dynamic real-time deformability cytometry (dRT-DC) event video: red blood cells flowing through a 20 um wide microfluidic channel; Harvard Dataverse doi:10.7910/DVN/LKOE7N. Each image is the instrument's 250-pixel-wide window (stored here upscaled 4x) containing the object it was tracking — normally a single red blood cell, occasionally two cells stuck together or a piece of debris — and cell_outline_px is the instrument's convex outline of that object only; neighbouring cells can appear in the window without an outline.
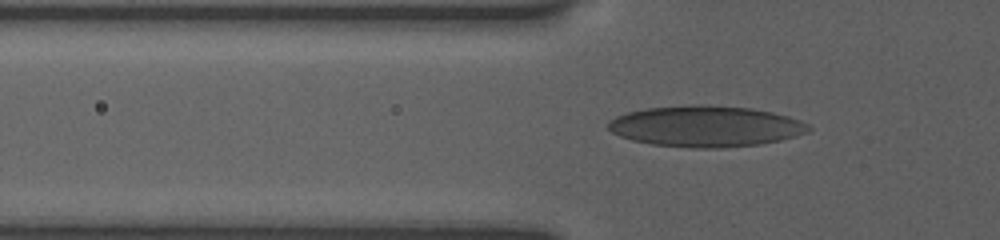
{"species": "human", "species_latin": "Homo sapiens", "temperature_condition": "room temperature", "stored_images_in_passage": 69, "camera_frame_rate_fps": 3000, "um_per_image_px": 0.085, "donor": {"sex": "female"}, "frame": {"image": 1, "passage_image": 19, "time_ms": 5.333, "image_size_px": [1000, 240], "cell_outline_px": [[812, 128], [808, 132], [796, 136], [780, 140], [760, 144], [724, 148], [692, 148], [652, 144], [632, 140], [620, 136], [612, 132], [608, 128], [608, 124], [616, 116], [628, 112], [648, 108], [700, 104], [752, 108], [772, 112], [788, 116], [800, 120], [808, 124]], "centroid_in_image_um": [60.02, 10.74], "position_along_channel_um": 65.8, "area_um2": 47.86}}
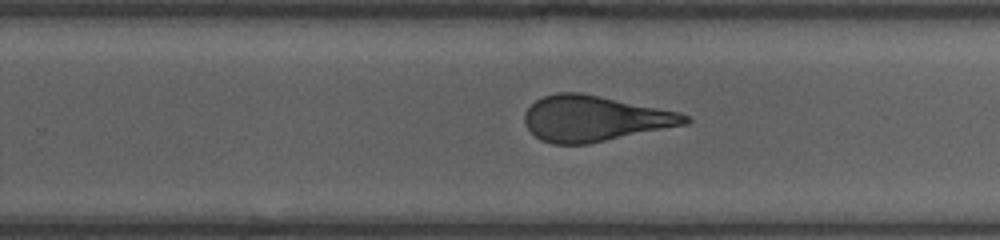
{"frame": {"image": 2, "passage_image": 39, "time_ms": 11.0, "image_size_px": [1000, 240], "cell_outline_px": [[692, 120], [688, 124], [588, 144], [552, 144], [540, 140], [524, 124], [524, 112], [536, 100], [544, 96], [556, 92], [580, 92], [680, 112], [688, 116]], "centroid_in_image_um": [50.53, 10.08], "position_along_channel_um": 279.3, "area_um2": 42.71}}
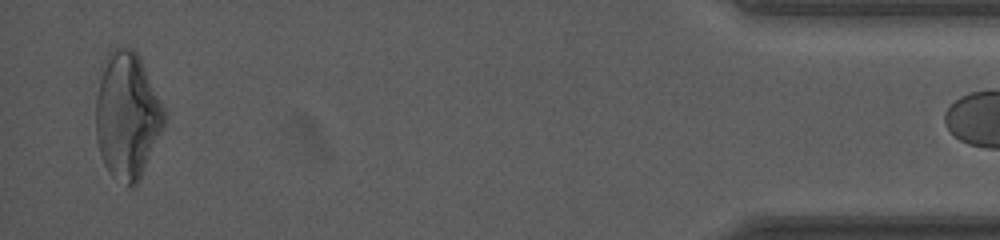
{"frame": {"image": 3, "passage_image": 66, "time_ms": 16.667, "image_size_px": [1000, 240], "cell_outline_px": [[168, 112], [164, 128], [140, 180], [136, 184], [128, 188], [112, 176], [108, 172], [104, 164], [96, 140], [96, 96], [104, 60], [108, 52], [112, 48], [120, 44], [132, 48], [136, 52]], "centroid_in_image_um": [10.83, 9.83], "position_along_channel_um": 424.4, "area_um2": 51.27}}